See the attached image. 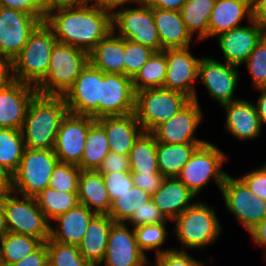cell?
I'll list each match as a JSON object with an SVG mask.
<instances>
[{
    "mask_svg": "<svg viewBox=\"0 0 266 266\" xmlns=\"http://www.w3.org/2000/svg\"><path fill=\"white\" fill-rule=\"evenodd\" d=\"M44 22L53 31L57 42L88 53L112 30V14L91 0L52 4Z\"/></svg>",
    "mask_w": 266,
    "mask_h": 266,
    "instance_id": "1",
    "label": "cell"
},
{
    "mask_svg": "<svg viewBox=\"0 0 266 266\" xmlns=\"http://www.w3.org/2000/svg\"><path fill=\"white\" fill-rule=\"evenodd\" d=\"M68 112L64 96L37 93L29 104L21 129L25 148L53 149L61 122Z\"/></svg>",
    "mask_w": 266,
    "mask_h": 266,
    "instance_id": "2",
    "label": "cell"
},
{
    "mask_svg": "<svg viewBox=\"0 0 266 266\" xmlns=\"http://www.w3.org/2000/svg\"><path fill=\"white\" fill-rule=\"evenodd\" d=\"M89 63V53L69 44L56 42L46 76L35 86L42 95L64 96Z\"/></svg>",
    "mask_w": 266,
    "mask_h": 266,
    "instance_id": "3",
    "label": "cell"
},
{
    "mask_svg": "<svg viewBox=\"0 0 266 266\" xmlns=\"http://www.w3.org/2000/svg\"><path fill=\"white\" fill-rule=\"evenodd\" d=\"M173 234L177 240L194 251L203 249L218 239L222 226L211 205L198 199L193 205L186 208L174 221Z\"/></svg>",
    "mask_w": 266,
    "mask_h": 266,
    "instance_id": "4",
    "label": "cell"
},
{
    "mask_svg": "<svg viewBox=\"0 0 266 266\" xmlns=\"http://www.w3.org/2000/svg\"><path fill=\"white\" fill-rule=\"evenodd\" d=\"M56 42L53 31L41 22L11 63L13 80L36 86L46 76Z\"/></svg>",
    "mask_w": 266,
    "mask_h": 266,
    "instance_id": "5",
    "label": "cell"
},
{
    "mask_svg": "<svg viewBox=\"0 0 266 266\" xmlns=\"http://www.w3.org/2000/svg\"><path fill=\"white\" fill-rule=\"evenodd\" d=\"M21 197V198H20ZM0 203L9 232L30 235L45 243L50 237V222L34 197L20 195L10 189L0 192Z\"/></svg>",
    "mask_w": 266,
    "mask_h": 266,
    "instance_id": "6",
    "label": "cell"
},
{
    "mask_svg": "<svg viewBox=\"0 0 266 266\" xmlns=\"http://www.w3.org/2000/svg\"><path fill=\"white\" fill-rule=\"evenodd\" d=\"M224 162H226V154L207 141L194 151L177 178L196 196L211 182H215L221 191L228 175L221 168Z\"/></svg>",
    "mask_w": 266,
    "mask_h": 266,
    "instance_id": "7",
    "label": "cell"
},
{
    "mask_svg": "<svg viewBox=\"0 0 266 266\" xmlns=\"http://www.w3.org/2000/svg\"><path fill=\"white\" fill-rule=\"evenodd\" d=\"M191 99L183 93L166 88H148L135 93L134 114L144 132L171 119Z\"/></svg>",
    "mask_w": 266,
    "mask_h": 266,
    "instance_id": "8",
    "label": "cell"
},
{
    "mask_svg": "<svg viewBox=\"0 0 266 266\" xmlns=\"http://www.w3.org/2000/svg\"><path fill=\"white\" fill-rule=\"evenodd\" d=\"M58 162L53 149L25 148L17 171L10 177L9 189L20 195L35 197L49 187L50 177Z\"/></svg>",
    "mask_w": 266,
    "mask_h": 266,
    "instance_id": "9",
    "label": "cell"
},
{
    "mask_svg": "<svg viewBox=\"0 0 266 266\" xmlns=\"http://www.w3.org/2000/svg\"><path fill=\"white\" fill-rule=\"evenodd\" d=\"M135 6L122 7L112 14V30H118L116 34L122 38L147 46L155 52L163 51L154 23L153 8L145 0Z\"/></svg>",
    "mask_w": 266,
    "mask_h": 266,
    "instance_id": "10",
    "label": "cell"
},
{
    "mask_svg": "<svg viewBox=\"0 0 266 266\" xmlns=\"http://www.w3.org/2000/svg\"><path fill=\"white\" fill-rule=\"evenodd\" d=\"M220 192L226 209L246 231L266 219V201L253 194L239 177L227 175Z\"/></svg>",
    "mask_w": 266,
    "mask_h": 266,
    "instance_id": "11",
    "label": "cell"
},
{
    "mask_svg": "<svg viewBox=\"0 0 266 266\" xmlns=\"http://www.w3.org/2000/svg\"><path fill=\"white\" fill-rule=\"evenodd\" d=\"M40 23L32 14L0 6V56L12 63Z\"/></svg>",
    "mask_w": 266,
    "mask_h": 266,
    "instance_id": "12",
    "label": "cell"
},
{
    "mask_svg": "<svg viewBox=\"0 0 266 266\" xmlns=\"http://www.w3.org/2000/svg\"><path fill=\"white\" fill-rule=\"evenodd\" d=\"M96 120L87 115L67 113L57 133L54 153L61 163L79 165L90 126Z\"/></svg>",
    "mask_w": 266,
    "mask_h": 266,
    "instance_id": "13",
    "label": "cell"
},
{
    "mask_svg": "<svg viewBox=\"0 0 266 266\" xmlns=\"http://www.w3.org/2000/svg\"><path fill=\"white\" fill-rule=\"evenodd\" d=\"M101 83L102 71L89 62L64 95L69 113L99 119Z\"/></svg>",
    "mask_w": 266,
    "mask_h": 266,
    "instance_id": "14",
    "label": "cell"
},
{
    "mask_svg": "<svg viewBox=\"0 0 266 266\" xmlns=\"http://www.w3.org/2000/svg\"><path fill=\"white\" fill-rule=\"evenodd\" d=\"M239 76L238 67L225 61L221 63L212 57H201L199 61L198 80L202 81L209 96L221 106L239 99L234 98Z\"/></svg>",
    "mask_w": 266,
    "mask_h": 266,
    "instance_id": "15",
    "label": "cell"
},
{
    "mask_svg": "<svg viewBox=\"0 0 266 266\" xmlns=\"http://www.w3.org/2000/svg\"><path fill=\"white\" fill-rule=\"evenodd\" d=\"M200 59L190 53V47L166 49L164 88L183 93L191 100L199 102L194 84L198 80Z\"/></svg>",
    "mask_w": 266,
    "mask_h": 266,
    "instance_id": "16",
    "label": "cell"
},
{
    "mask_svg": "<svg viewBox=\"0 0 266 266\" xmlns=\"http://www.w3.org/2000/svg\"><path fill=\"white\" fill-rule=\"evenodd\" d=\"M203 116L199 102L191 100L171 119L157 126L151 133L157 142L162 143H206L207 141L195 136Z\"/></svg>",
    "mask_w": 266,
    "mask_h": 266,
    "instance_id": "17",
    "label": "cell"
},
{
    "mask_svg": "<svg viewBox=\"0 0 266 266\" xmlns=\"http://www.w3.org/2000/svg\"><path fill=\"white\" fill-rule=\"evenodd\" d=\"M135 91L132 78L102 72L99 118L134 113Z\"/></svg>",
    "mask_w": 266,
    "mask_h": 266,
    "instance_id": "18",
    "label": "cell"
},
{
    "mask_svg": "<svg viewBox=\"0 0 266 266\" xmlns=\"http://www.w3.org/2000/svg\"><path fill=\"white\" fill-rule=\"evenodd\" d=\"M148 257L127 223H114L110 229L104 260L99 266H143Z\"/></svg>",
    "mask_w": 266,
    "mask_h": 266,
    "instance_id": "19",
    "label": "cell"
},
{
    "mask_svg": "<svg viewBox=\"0 0 266 266\" xmlns=\"http://www.w3.org/2000/svg\"><path fill=\"white\" fill-rule=\"evenodd\" d=\"M249 23L215 37L226 63L237 67L242 66L256 44L266 34V30L258 22L251 19Z\"/></svg>",
    "mask_w": 266,
    "mask_h": 266,
    "instance_id": "20",
    "label": "cell"
},
{
    "mask_svg": "<svg viewBox=\"0 0 266 266\" xmlns=\"http://www.w3.org/2000/svg\"><path fill=\"white\" fill-rule=\"evenodd\" d=\"M35 86L13 80L0 91V128L21 130Z\"/></svg>",
    "mask_w": 266,
    "mask_h": 266,
    "instance_id": "21",
    "label": "cell"
},
{
    "mask_svg": "<svg viewBox=\"0 0 266 266\" xmlns=\"http://www.w3.org/2000/svg\"><path fill=\"white\" fill-rule=\"evenodd\" d=\"M226 111L225 130L239 140L258 138L262 126L254 102L237 99L222 105Z\"/></svg>",
    "mask_w": 266,
    "mask_h": 266,
    "instance_id": "22",
    "label": "cell"
},
{
    "mask_svg": "<svg viewBox=\"0 0 266 266\" xmlns=\"http://www.w3.org/2000/svg\"><path fill=\"white\" fill-rule=\"evenodd\" d=\"M106 133L110 152L128 155L144 132L134 113L97 119Z\"/></svg>",
    "mask_w": 266,
    "mask_h": 266,
    "instance_id": "23",
    "label": "cell"
},
{
    "mask_svg": "<svg viewBox=\"0 0 266 266\" xmlns=\"http://www.w3.org/2000/svg\"><path fill=\"white\" fill-rule=\"evenodd\" d=\"M244 18L253 19L252 0H216L209 18L208 38L242 26Z\"/></svg>",
    "mask_w": 266,
    "mask_h": 266,
    "instance_id": "24",
    "label": "cell"
},
{
    "mask_svg": "<svg viewBox=\"0 0 266 266\" xmlns=\"http://www.w3.org/2000/svg\"><path fill=\"white\" fill-rule=\"evenodd\" d=\"M96 214L85 205L78 204L75 208L54 219L55 226L50 225V239L63 244L78 246L86 234L89 222Z\"/></svg>",
    "mask_w": 266,
    "mask_h": 266,
    "instance_id": "25",
    "label": "cell"
},
{
    "mask_svg": "<svg viewBox=\"0 0 266 266\" xmlns=\"http://www.w3.org/2000/svg\"><path fill=\"white\" fill-rule=\"evenodd\" d=\"M196 195L177 177L165 178L161 187L151 196L154 204L164 216L174 221L186 208L195 203Z\"/></svg>",
    "mask_w": 266,
    "mask_h": 266,
    "instance_id": "26",
    "label": "cell"
},
{
    "mask_svg": "<svg viewBox=\"0 0 266 266\" xmlns=\"http://www.w3.org/2000/svg\"><path fill=\"white\" fill-rule=\"evenodd\" d=\"M153 17L163 50L190 47L193 38L186 29L180 11L153 8Z\"/></svg>",
    "mask_w": 266,
    "mask_h": 266,
    "instance_id": "27",
    "label": "cell"
},
{
    "mask_svg": "<svg viewBox=\"0 0 266 266\" xmlns=\"http://www.w3.org/2000/svg\"><path fill=\"white\" fill-rule=\"evenodd\" d=\"M79 204L85 205L97 215H109L112 202L101 173L82 170L78 185Z\"/></svg>",
    "mask_w": 266,
    "mask_h": 266,
    "instance_id": "28",
    "label": "cell"
},
{
    "mask_svg": "<svg viewBox=\"0 0 266 266\" xmlns=\"http://www.w3.org/2000/svg\"><path fill=\"white\" fill-rule=\"evenodd\" d=\"M89 62L106 74H124V38L111 30L89 53Z\"/></svg>",
    "mask_w": 266,
    "mask_h": 266,
    "instance_id": "29",
    "label": "cell"
},
{
    "mask_svg": "<svg viewBox=\"0 0 266 266\" xmlns=\"http://www.w3.org/2000/svg\"><path fill=\"white\" fill-rule=\"evenodd\" d=\"M114 223L109 215L96 214L88 224L78 248L81 255L93 266H99L104 260L108 235Z\"/></svg>",
    "mask_w": 266,
    "mask_h": 266,
    "instance_id": "30",
    "label": "cell"
},
{
    "mask_svg": "<svg viewBox=\"0 0 266 266\" xmlns=\"http://www.w3.org/2000/svg\"><path fill=\"white\" fill-rule=\"evenodd\" d=\"M204 143L168 144L157 142L159 172L165 177H177L194 151Z\"/></svg>",
    "mask_w": 266,
    "mask_h": 266,
    "instance_id": "31",
    "label": "cell"
},
{
    "mask_svg": "<svg viewBox=\"0 0 266 266\" xmlns=\"http://www.w3.org/2000/svg\"><path fill=\"white\" fill-rule=\"evenodd\" d=\"M130 172L158 174L157 141L151 132H143L128 154Z\"/></svg>",
    "mask_w": 266,
    "mask_h": 266,
    "instance_id": "32",
    "label": "cell"
},
{
    "mask_svg": "<svg viewBox=\"0 0 266 266\" xmlns=\"http://www.w3.org/2000/svg\"><path fill=\"white\" fill-rule=\"evenodd\" d=\"M216 0H187L180 10L182 19L188 33H197V40L208 38V27L210 14L213 11Z\"/></svg>",
    "mask_w": 266,
    "mask_h": 266,
    "instance_id": "33",
    "label": "cell"
},
{
    "mask_svg": "<svg viewBox=\"0 0 266 266\" xmlns=\"http://www.w3.org/2000/svg\"><path fill=\"white\" fill-rule=\"evenodd\" d=\"M42 244L36 237L8 232L0 240V266H9L23 260Z\"/></svg>",
    "mask_w": 266,
    "mask_h": 266,
    "instance_id": "34",
    "label": "cell"
},
{
    "mask_svg": "<svg viewBox=\"0 0 266 266\" xmlns=\"http://www.w3.org/2000/svg\"><path fill=\"white\" fill-rule=\"evenodd\" d=\"M24 150L21 130L0 128V168L9 178L17 171Z\"/></svg>",
    "mask_w": 266,
    "mask_h": 266,
    "instance_id": "35",
    "label": "cell"
},
{
    "mask_svg": "<svg viewBox=\"0 0 266 266\" xmlns=\"http://www.w3.org/2000/svg\"><path fill=\"white\" fill-rule=\"evenodd\" d=\"M110 152L103 126L96 120L89 128L83 156L78 165L82 170H98Z\"/></svg>",
    "mask_w": 266,
    "mask_h": 266,
    "instance_id": "36",
    "label": "cell"
},
{
    "mask_svg": "<svg viewBox=\"0 0 266 266\" xmlns=\"http://www.w3.org/2000/svg\"><path fill=\"white\" fill-rule=\"evenodd\" d=\"M34 198L50 223L51 220L79 204L78 192H60L50 187H47Z\"/></svg>",
    "mask_w": 266,
    "mask_h": 266,
    "instance_id": "37",
    "label": "cell"
},
{
    "mask_svg": "<svg viewBox=\"0 0 266 266\" xmlns=\"http://www.w3.org/2000/svg\"><path fill=\"white\" fill-rule=\"evenodd\" d=\"M166 67V50L154 52L132 79L135 93L148 88H164Z\"/></svg>",
    "mask_w": 266,
    "mask_h": 266,
    "instance_id": "38",
    "label": "cell"
},
{
    "mask_svg": "<svg viewBox=\"0 0 266 266\" xmlns=\"http://www.w3.org/2000/svg\"><path fill=\"white\" fill-rule=\"evenodd\" d=\"M151 199V195L140 187L133 186L131 190L120 195L112 202L109 216L115 223H126L144 203Z\"/></svg>",
    "mask_w": 266,
    "mask_h": 266,
    "instance_id": "39",
    "label": "cell"
},
{
    "mask_svg": "<svg viewBox=\"0 0 266 266\" xmlns=\"http://www.w3.org/2000/svg\"><path fill=\"white\" fill-rule=\"evenodd\" d=\"M49 266H93L79 252L78 246L51 240L45 242Z\"/></svg>",
    "mask_w": 266,
    "mask_h": 266,
    "instance_id": "40",
    "label": "cell"
},
{
    "mask_svg": "<svg viewBox=\"0 0 266 266\" xmlns=\"http://www.w3.org/2000/svg\"><path fill=\"white\" fill-rule=\"evenodd\" d=\"M167 223L148 224L144 226L134 227V233L139 248L145 253L146 251H155L156 255L164 253L171 247L162 249L161 246L166 242L168 237Z\"/></svg>",
    "mask_w": 266,
    "mask_h": 266,
    "instance_id": "41",
    "label": "cell"
},
{
    "mask_svg": "<svg viewBox=\"0 0 266 266\" xmlns=\"http://www.w3.org/2000/svg\"><path fill=\"white\" fill-rule=\"evenodd\" d=\"M81 171L77 165L58 162L50 177L49 187L60 192H78Z\"/></svg>",
    "mask_w": 266,
    "mask_h": 266,
    "instance_id": "42",
    "label": "cell"
},
{
    "mask_svg": "<svg viewBox=\"0 0 266 266\" xmlns=\"http://www.w3.org/2000/svg\"><path fill=\"white\" fill-rule=\"evenodd\" d=\"M155 51L124 38V75L134 78Z\"/></svg>",
    "mask_w": 266,
    "mask_h": 266,
    "instance_id": "43",
    "label": "cell"
},
{
    "mask_svg": "<svg viewBox=\"0 0 266 266\" xmlns=\"http://www.w3.org/2000/svg\"><path fill=\"white\" fill-rule=\"evenodd\" d=\"M253 88L266 87V34L245 61Z\"/></svg>",
    "mask_w": 266,
    "mask_h": 266,
    "instance_id": "44",
    "label": "cell"
},
{
    "mask_svg": "<svg viewBox=\"0 0 266 266\" xmlns=\"http://www.w3.org/2000/svg\"><path fill=\"white\" fill-rule=\"evenodd\" d=\"M102 176L111 202L134 186L131 172H111L102 174Z\"/></svg>",
    "mask_w": 266,
    "mask_h": 266,
    "instance_id": "45",
    "label": "cell"
},
{
    "mask_svg": "<svg viewBox=\"0 0 266 266\" xmlns=\"http://www.w3.org/2000/svg\"><path fill=\"white\" fill-rule=\"evenodd\" d=\"M168 220L161 210L150 199L138 210L134 211L132 217L126 222L131 227L144 226L148 224L167 223Z\"/></svg>",
    "mask_w": 266,
    "mask_h": 266,
    "instance_id": "46",
    "label": "cell"
},
{
    "mask_svg": "<svg viewBox=\"0 0 266 266\" xmlns=\"http://www.w3.org/2000/svg\"><path fill=\"white\" fill-rule=\"evenodd\" d=\"M155 263L158 266H206L204 262L193 258L187 250L172 248L164 253L155 255Z\"/></svg>",
    "mask_w": 266,
    "mask_h": 266,
    "instance_id": "47",
    "label": "cell"
},
{
    "mask_svg": "<svg viewBox=\"0 0 266 266\" xmlns=\"http://www.w3.org/2000/svg\"><path fill=\"white\" fill-rule=\"evenodd\" d=\"M0 6L32 14L41 22H44L49 7L46 0H0Z\"/></svg>",
    "mask_w": 266,
    "mask_h": 266,
    "instance_id": "48",
    "label": "cell"
},
{
    "mask_svg": "<svg viewBox=\"0 0 266 266\" xmlns=\"http://www.w3.org/2000/svg\"><path fill=\"white\" fill-rule=\"evenodd\" d=\"M239 178L253 194L266 201V168L263 165Z\"/></svg>",
    "mask_w": 266,
    "mask_h": 266,
    "instance_id": "49",
    "label": "cell"
},
{
    "mask_svg": "<svg viewBox=\"0 0 266 266\" xmlns=\"http://www.w3.org/2000/svg\"><path fill=\"white\" fill-rule=\"evenodd\" d=\"M101 174L111 172H130L128 155L109 152L103 159L101 166L97 170Z\"/></svg>",
    "mask_w": 266,
    "mask_h": 266,
    "instance_id": "50",
    "label": "cell"
},
{
    "mask_svg": "<svg viewBox=\"0 0 266 266\" xmlns=\"http://www.w3.org/2000/svg\"><path fill=\"white\" fill-rule=\"evenodd\" d=\"M134 186L140 187L151 196L161 187L165 177L158 174L131 173Z\"/></svg>",
    "mask_w": 266,
    "mask_h": 266,
    "instance_id": "51",
    "label": "cell"
},
{
    "mask_svg": "<svg viewBox=\"0 0 266 266\" xmlns=\"http://www.w3.org/2000/svg\"><path fill=\"white\" fill-rule=\"evenodd\" d=\"M48 251L46 243H43L36 251L23 260L10 264L9 266H47Z\"/></svg>",
    "mask_w": 266,
    "mask_h": 266,
    "instance_id": "52",
    "label": "cell"
},
{
    "mask_svg": "<svg viewBox=\"0 0 266 266\" xmlns=\"http://www.w3.org/2000/svg\"><path fill=\"white\" fill-rule=\"evenodd\" d=\"M253 243H256L258 246L264 248V256L266 257V219L262 222L256 224L252 229L248 231Z\"/></svg>",
    "mask_w": 266,
    "mask_h": 266,
    "instance_id": "53",
    "label": "cell"
},
{
    "mask_svg": "<svg viewBox=\"0 0 266 266\" xmlns=\"http://www.w3.org/2000/svg\"><path fill=\"white\" fill-rule=\"evenodd\" d=\"M96 6L101 7L102 9L109 11L113 14L116 9L128 6V4H137L141 0H91Z\"/></svg>",
    "mask_w": 266,
    "mask_h": 266,
    "instance_id": "54",
    "label": "cell"
},
{
    "mask_svg": "<svg viewBox=\"0 0 266 266\" xmlns=\"http://www.w3.org/2000/svg\"><path fill=\"white\" fill-rule=\"evenodd\" d=\"M150 7L161 10L180 11L187 0H145Z\"/></svg>",
    "mask_w": 266,
    "mask_h": 266,
    "instance_id": "55",
    "label": "cell"
},
{
    "mask_svg": "<svg viewBox=\"0 0 266 266\" xmlns=\"http://www.w3.org/2000/svg\"><path fill=\"white\" fill-rule=\"evenodd\" d=\"M13 81L11 62L0 56V91Z\"/></svg>",
    "mask_w": 266,
    "mask_h": 266,
    "instance_id": "56",
    "label": "cell"
},
{
    "mask_svg": "<svg viewBox=\"0 0 266 266\" xmlns=\"http://www.w3.org/2000/svg\"><path fill=\"white\" fill-rule=\"evenodd\" d=\"M253 20L266 30V0H252Z\"/></svg>",
    "mask_w": 266,
    "mask_h": 266,
    "instance_id": "57",
    "label": "cell"
},
{
    "mask_svg": "<svg viewBox=\"0 0 266 266\" xmlns=\"http://www.w3.org/2000/svg\"><path fill=\"white\" fill-rule=\"evenodd\" d=\"M260 91V96L257 100V104H254L258 113L261 126L266 125V87L257 88Z\"/></svg>",
    "mask_w": 266,
    "mask_h": 266,
    "instance_id": "58",
    "label": "cell"
},
{
    "mask_svg": "<svg viewBox=\"0 0 266 266\" xmlns=\"http://www.w3.org/2000/svg\"><path fill=\"white\" fill-rule=\"evenodd\" d=\"M8 232L5 212L3 210L2 204L0 203V240Z\"/></svg>",
    "mask_w": 266,
    "mask_h": 266,
    "instance_id": "59",
    "label": "cell"
},
{
    "mask_svg": "<svg viewBox=\"0 0 266 266\" xmlns=\"http://www.w3.org/2000/svg\"><path fill=\"white\" fill-rule=\"evenodd\" d=\"M10 178L0 168V192L9 189Z\"/></svg>",
    "mask_w": 266,
    "mask_h": 266,
    "instance_id": "60",
    "label": "cell"
},
{
    "mask_svg": "<svg viewBox=\"0 0 266 266\" xmlns=\"http://www.w3.org/2000/svg\"><path fill=\"white\" fill-rule=\"evenodd\" d=\"M48 5L56 4V3H74V2H88L90 0H46Z\"/></svg>",
    "mask_w": 266,
    "mask_h": 266,
    "instance_id": "61",
    "label": "cell"
},
{
    "mask_svg": "<svg viewBox=\"0 0 266 266\" xmlns=\"http://www.w3.org/2000/svg\"><path fill=\"white\" fill-rule=\"evenodd\" d=\"M149 262H150V261L148 260V262H146L143 266H158L156 263L153 264V265H151ZM149 264H150V265H149Z\"/></svg>",
    "mask_w": 266,
    "mask_h": 266,
    "instance_id": "62",
    "label": "cell"
}]
</instances>
